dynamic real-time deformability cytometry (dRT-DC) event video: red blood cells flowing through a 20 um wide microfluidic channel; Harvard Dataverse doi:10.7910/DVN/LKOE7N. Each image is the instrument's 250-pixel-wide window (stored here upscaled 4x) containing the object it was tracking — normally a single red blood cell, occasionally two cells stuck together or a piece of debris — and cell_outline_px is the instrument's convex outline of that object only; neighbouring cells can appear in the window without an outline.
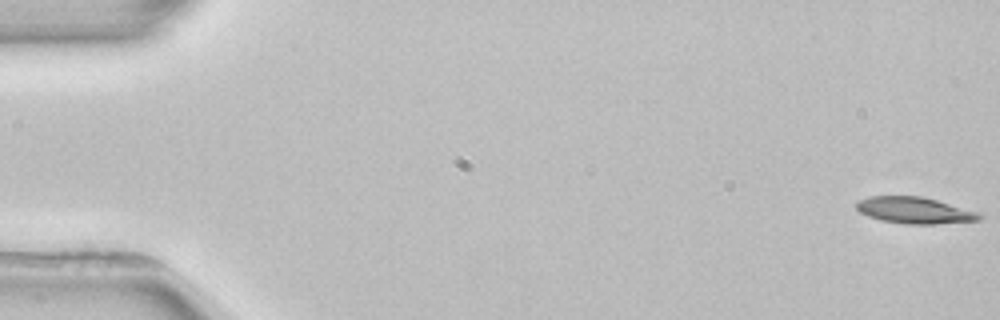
{"species": "common noctule bat (a hibernating species)", "species_latin": "Nyctalus noctula", "temperature_condition": "room temperature", "stored_images_in_passage": 5, "camera_frame_rate_fps": 3000, "um_per_image_px": 0.085, "animal": {"sex": "female", "body_mass_g": 22.7, "forearm_length_mm": 54.2}, "frame": {"image": 1, "passage_image": 1, "time_ms": 0.0, "image_size_px": [1000, 320], "cell_outline_px": [[984, 216], [980, 220], [936, 224], [904, 224], [880, 220], [868, 216], [860, 212], [856, 208], [856, 200], [868, 196], [920, 196], [936, 200], [980, 212]], "centroid_in_image_um": [77.73, 17.88], "position_along_channel_um": 7.3, "area_um2": 19.13}}
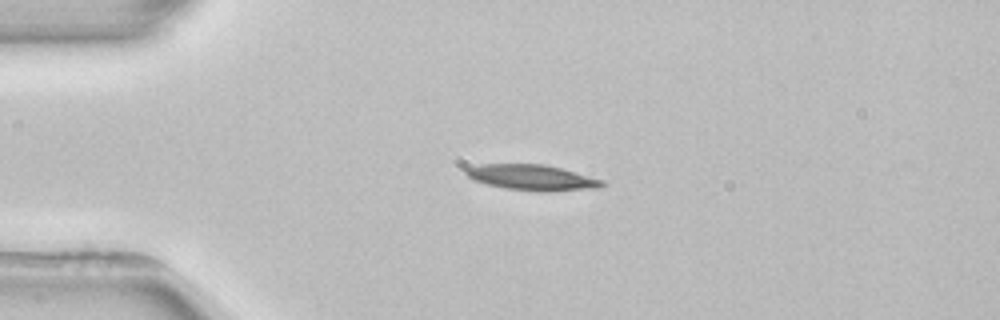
{"frame": {"image": 2, "passage_image": 4, "time_ms": 4.0, "image_size_px": [1000, 320], "cell_outline_px": [[608, 184], [600, 188], [548, 192], [540, 192], [504, 188], [472, 180], [464, 172], [464, 168], [480, 164], [544, 164], [560, 168], [604, 180]], "centroid_in_image_um": [45.24, 15.1], "position_along_channel_um": 39.8, "area_um2": 20.58}}
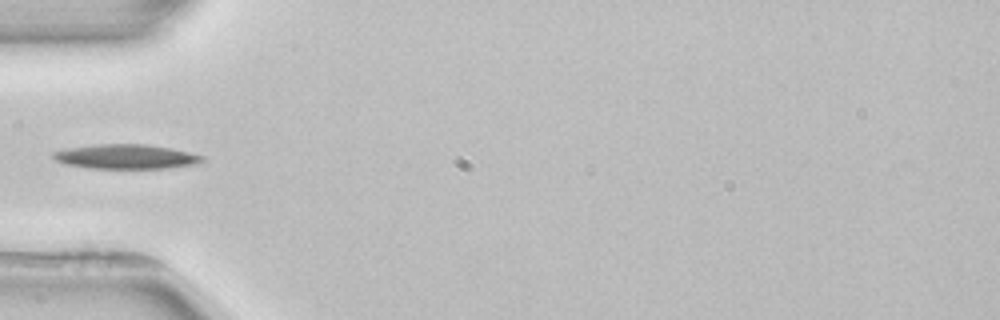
{"frame": {"image": 3, "passage_image": 5, "time_ms": 5.667, "image_size_px": [1000, 320], "cell_outline_px": [[204, 160], [196, 164], [168, 168], [88, 168], [64, 164], [56, 160], [52, 156], [52, 152], [68, 148], [96, 144], [144, 144], [172, 148], [204, 156]], "centroid_in_image_um": [10.7, 13.31], "position_along_channel_um": 74.3, "area_um2": 21.27}}